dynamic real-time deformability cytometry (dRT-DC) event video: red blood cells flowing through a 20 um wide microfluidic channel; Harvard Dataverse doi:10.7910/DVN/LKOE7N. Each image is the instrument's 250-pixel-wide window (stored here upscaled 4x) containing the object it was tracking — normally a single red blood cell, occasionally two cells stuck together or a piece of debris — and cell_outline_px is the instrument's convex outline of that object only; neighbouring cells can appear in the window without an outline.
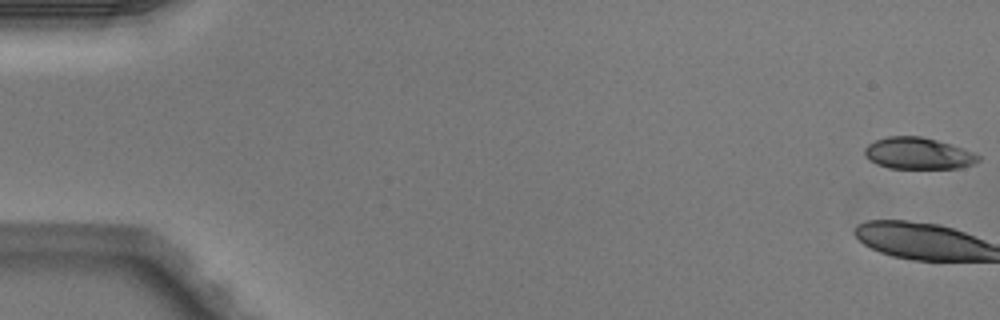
{"species": "Egyptian fruit bat (a non-hibernating species)", "species_latin": "Rousettus aegyptiacus", "temperature_condition": "warm", "stored_images_in_passage": 18, "camera_frame_rate_fps": 3000, "um_per_image_px": 0.085, "animal": {"sex": "male"}, "frame": {"image": 1, "passage_image": 1, "time_ms": 0.0, "image_size_px": [1000, 320], "cell_outline_px": [[980, 160], [972, 164], [960, 168], [888, 168], [876, 164], [864, 156], [864, 148], [868, 144], [876, 140], [888, 136], [920, 136], [936, 140], [972, 152], [980, 156]], "centroid_in_image_um": [77.99, 13.04], "position_along_channel_um": 7.0, "area_um2": 20.75}}